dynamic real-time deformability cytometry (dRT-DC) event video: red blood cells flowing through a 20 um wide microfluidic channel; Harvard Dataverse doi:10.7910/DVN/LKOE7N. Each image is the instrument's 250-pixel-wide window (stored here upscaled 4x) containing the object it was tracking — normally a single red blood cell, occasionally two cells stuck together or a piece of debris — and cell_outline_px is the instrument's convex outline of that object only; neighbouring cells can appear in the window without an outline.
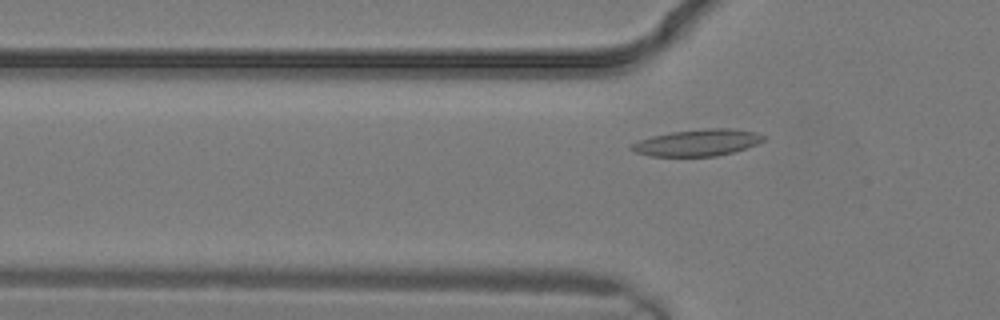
{"species": "common noctule bat (a hibernating species)", "species_latin": "Nyctalus noctula", "temperature_condition": "warm", "stored_images_in_passage": 2, "camera_frame_rate_fps": 3000, "um_per_image_px": 0.085, "animal": {"sex": "male", "body_mass_g": 19.2, "forearm_length_mm": 51.8}, "frame": {"image": 1, "passage_image": 2, "time_ms": 0.333, "image_size_px": [1000, 320], "cell_outline_px": [[768, 136], [764, 140], [756, 144], [732, 152], [716, 156], [648, 156], [636, 152], [628, 148], [628, 144], [652, 136], [672, 132], [708, 128], [732, 128], [756, 132]], "centroid_in_image_um": [59.27, 12.12], "position_along_channel_um": 66.5, "area_um2": 20.52}}